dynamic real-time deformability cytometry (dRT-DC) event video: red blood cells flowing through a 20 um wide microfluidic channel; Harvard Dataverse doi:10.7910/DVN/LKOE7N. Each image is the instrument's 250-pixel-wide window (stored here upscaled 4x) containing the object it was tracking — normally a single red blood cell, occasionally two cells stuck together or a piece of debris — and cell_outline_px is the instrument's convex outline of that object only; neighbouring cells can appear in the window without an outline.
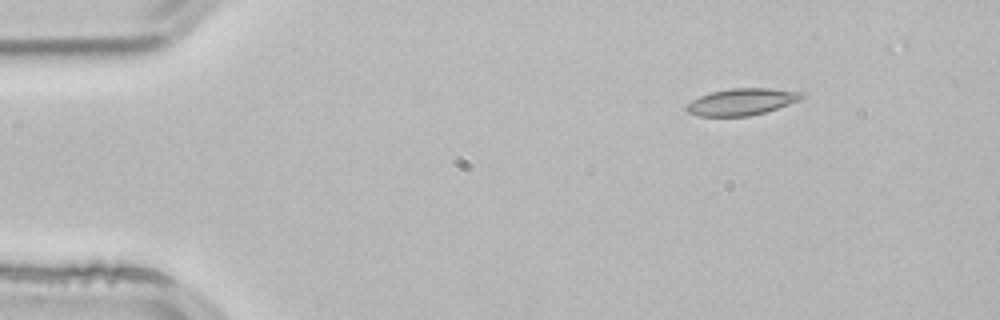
{"species": "common noctule bat (a hibernating species)", "species_latin": "Nyctalus noctula", "temperature_condition": "room temperature", "stored_images_in_passage": 4, "camera_frame_rate_fps": 3000, "um_per_image_px": 0.085, "animal": {"sex": "male", "body_mass_g": 21.5, "forearm_length_mm": 52.0}, "frame": {"image": 1, "passage_image": 1, "time_ms": 0.0, "image_size_px": [1000, 320], "cell_outline_px": [[804, 96], [800, 100], [764, 112], [748, 116], [700, 116], [688, 112], [684, 108], [692, 100], [708, 92], [732, 88], [768, 88], [804, 92]], "centroid_in_image_um": [63.03, 8.64], "position_along_channel_um": 22.0, "area_um2": 17.86}}
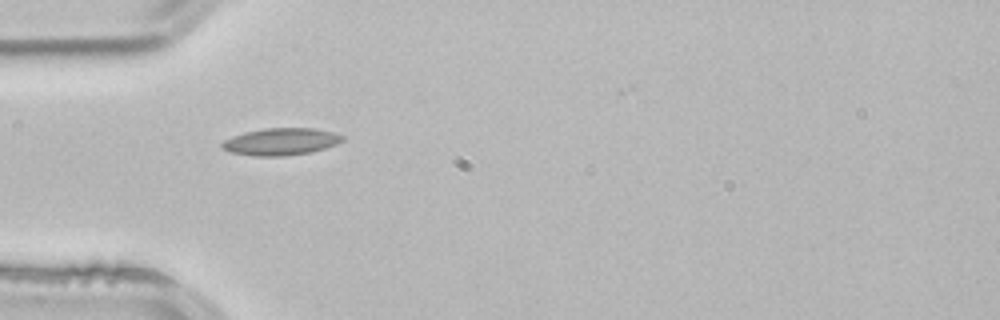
{"frame": {"image": 2, "passage_image": 3, "time_ms": 0.667, "image_size_px": [1000, 320], "cell_outline_px": [[344, 140], [336, 144], [312, 152], [284, 156], [252, 156], [232, 152], [224, 148], [220, 144], [224, 140], [232, 136], [244, 132], [264, 128], [316, 128], [336, 132], [344, 136]], "centroid_in_image_um": [23.91, 12.03], "position_along_channel_um": 61.1, "area_um2": 19.13}}